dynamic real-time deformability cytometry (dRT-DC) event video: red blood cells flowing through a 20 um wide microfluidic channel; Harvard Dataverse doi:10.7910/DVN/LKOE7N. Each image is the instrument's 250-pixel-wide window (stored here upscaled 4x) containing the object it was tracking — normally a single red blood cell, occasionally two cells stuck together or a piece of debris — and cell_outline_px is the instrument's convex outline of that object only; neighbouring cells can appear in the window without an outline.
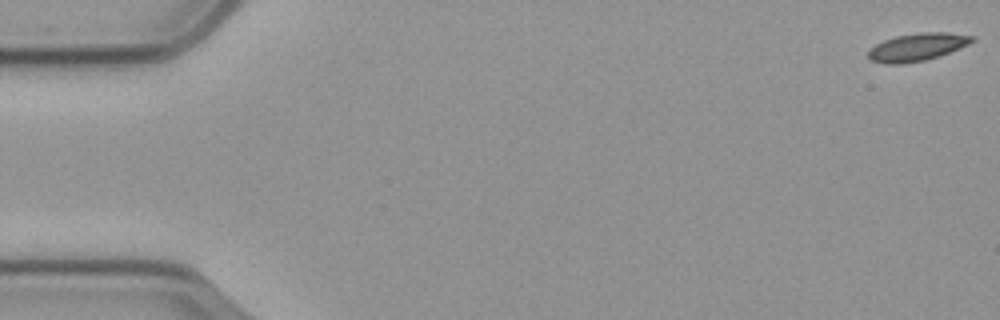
{"species": "common noctule bat (a hibernating species)", "species_latin": "Nyctalus noctula", "temperature_condition": "cold", "stored_images_in_passage": 58, "camera_frame_rate_fps": 3000, "um_per_image_px": 0.085, "animal": {"sex": "male", "body_mass_g": 23.1, "forearm_length_mm": 52.7}, "frame": {"image": 1, "passage_image": 1, "time_ms": 0.0, "image_size_px": [1000, 320], "cell_outline_px": [[976, 40], [968, 44], [948, 52], [924, 60], [904, 64], [884, 64], [872, 60], [868, 56], [868, 48], [884, 40], [896, 36], [920, 32], [948, 32], [976, 36]], "centroid_in_image_um": [77.95, 3.99], "position_along_channel_um": 7.0, "area_um2": 16.7}}
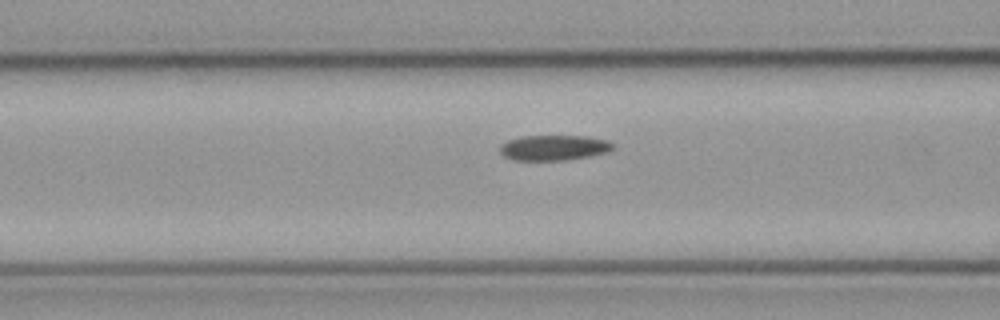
{"frame": {"image": 2, "passage_image": 23, "time_ms": 7.333, "image_size_px": [1000, 320], "cell_outline_px": [[616, 148], [608, 152], [588, 156], [564, 160], [512, 160], [504, 156], [500, 152], [500, 144], [508, 140], [520, 136], [588, 136], [608, 140], [616, 144]], "centroid_in_image_um": [47.11, 12.54], "position_along_channel_um": 119.5, "area_um2": 16.88}}
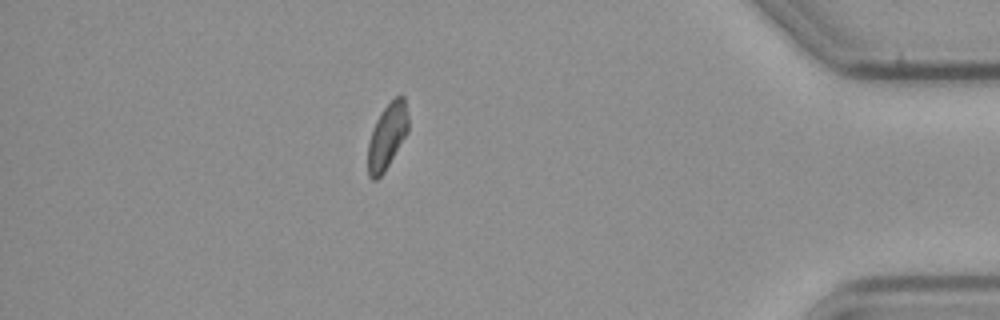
{"frame": {"image": 3, "passage_image": 51, "time_ms": 16.667, "image_size_px": [1000, 320], "cell_outline_px": [[408, 132], [384, 172], [376, 180], [372, 180], [368, 176], [368, 144], [376, 120], [380, 112], [400, 92], [404, 96], [408, 116]], "centroid_in_image_um": [32.92, 11.57], "position_along_channel_um": 402.3, "area_um2": 15.37}}